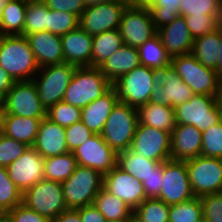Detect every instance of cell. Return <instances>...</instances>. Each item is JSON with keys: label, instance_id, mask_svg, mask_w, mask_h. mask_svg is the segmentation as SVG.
Returning a JSON list of instances; mask_svg holds the SVG:
<instances>
[{"label": "cell", "instance_id": "6da1fadb", "mask_svg": "<svg viewBox=\"0 0 222 222\" xmlns=\"http://www.w3.org/2000/svg\"><path fill=\"white\" fill-rule=\"evenodd\" d=\"M0 66L15 82L33 80L40 69L23 35H0Z\"/></svg>", "mask_w": 222, "mask_h": 222}, {"label": "cell", "instance_id": "7a4b0ae2", "mask_svg": "<svg viewBox=\"0 0 222 222\" xmlns=\"http://www.w3.org/2000/svg\"><path fill=\"white\" fill-rule=\"evenodd\" d=\"M170 63L194 94L222 95V78L214 69L201 64L192 53L174 56Z\"/></svg>", "mask_w": 222, "mask_h": 222}, {"label": "cell", "instance_id": "3957f363", "mask_svg": "<svg viewBox=\"0 0 222 222\" xmlns=\"http://www.w3.org/2000/svg\"><path fill=\"white\" fill-rule=\"evenodd\" d=\"M112 87L99 67H77L65 91L63 101L84 108Z\"/></svg>", "mask_w": 222, "mask_h": 222}, {"label": "cell", "instance_id": "277c9868", "mask_svg": "<svg viewBox=\"0 0 222 222\" xmlns=\"http://www.w3.org/2000/svg\"><path fill=\"white\" fill-rule=\"evenodd\" d=\"M61 185L68 209H77L93 204L94 198L103 188V175L92 168L77 165Z\"/></svg>", "mask_w": 222, "mask_h": 222}, {"label": "cell", "instance_id": "5b68a950", "mask_svg": "<svg viewBox=\"0 0 222 222\" xmlns=\"http://www.w3.org/2000/svg\"><path fill=\"white\" fill-rule=\"evenodd\" d=\"M138 122L137 108L118 102L108 116L101 136L116 153L128 150Z\"/></svg>", "mask_w": 222, "mask_h": 222}, {"label": "cell", "instance_id": "8992f818", "mask_svg": "<svg viewBox=\"0 0 222 222\" xmlns=\"http://www.w3.org/2000/svg\"><path fill=\"white\" fill-rule=\"evenodd\" d=\"M77 67L69 63L41 67L33 78L42 106L46 111L63 101L65 91ZM39 73V74H38Z\"/></svg>", "mask_w": 222, "mask_h": 222}, {"label": "cell", "instance_id": "52a82bcc", "mask_svg": "<svg viewBox=\"0 0 222 222\" xmlns=\"http://www.w3.org/2000/svg\"><path fill=\"white\" fill-rule=\"evenodd\" d=\"M219 97L194 94L189 101L174 108L176 124L192 125L201 132L221 121Z\"/></svg>", "mask_w": 222, "mask_h": 222}, {"label": "cell", "instance_id": "ba28073f", "mask_svg": "<svg viewBox=\"0 0 222 222\" xmlns=\"http://www.w3.org/2000/svg\"><path fill=\"white\" fill-rule=\"evenodd\" d=\"M22 203L50 221L68 210L61 183L46 179L25 190Z\"/></svg>", "mask_w": 222, "mask_h": 222}, {"label": "cell", "instance_id": "9c48e42d", "mask_svg": "<svg viewBox=\"0 0 222 222\" xmlns=\"http://www.w3.org/2000/svg\"><path fill=\"white\" fill-rule=\"evenodd\" d=\"M112 86L116 89L119 102L138 109L150 101L154 90L152 68L140 64L121 76Z\"/></svg>", "mask_w": 222, "mask_h": 222}, {"label": "cell", "instance_id": "30bf717a", "mask_svg": "<svg viewBox=\"0 0 222 222\" xmlns=\"http://www.w3.org/2000/svg\"><path fill=\"white\" fill-rule=\"evenodd\" d=\"M155 83L149 102L177 107L194 95L192 89L173 70L171 63L152 68Z\"/></svg>", "mask_w": 222, "mask_h": 222}, {"label": "cell", "instance_id": "8fae6325", "mask_svg": "<svg viewBox=\"0 0 222 222\" xmlns=\"http://www.w3.org/2000/svg\"><path fill=\"white\" fill-rule=\"evenodd\" d=\"M192 192L195 197L222 192V159L202 155L186 160Z\"/></svg>", "mask_w": 222, "mask_h": 222}, {"label": "cell", "instance_id": "7c38bea8", "mask_svg": "<svg viewBox=\"0 0 222 222\" xmlns=\"http://www.w3.org/2000/svg\"><path fill=\"white\" fill-rule=\"evenodd\" d=\"M185 161L163 162L161 191L158 199L167 205H175L194 198Z\"/></svg>", "mask_w": 222, "mask_h": 222}, {"label": "cell", "instance_id": "4fadbf2b", "mask_svg": "<svg viewBox=\"0 0 222 222\" xmlns=\"http://www.w3.org/2000/svg\"><path fill=\"white\" fill-rule=\"evenodd\" d=\"M3 102L5 114L25 118H46V109L42 106L33 80L15 82Z\"/></svg>", "mask_w": 222, "mask_h": 222}, {"label": "cell", "instance_id": "5bb4252c", "mask_svg": "<svg viewBox=\"0 0 222 222\" xmlns=\"http://www.w3.org/2000/svg\"><path fill=\"white\" fill-rule=\"evenodd\" d=\"M125 8L121 0H107L87 6L79 18V27L92 36L118 29Z\"/></svg>", "mask_w": 222, "mask_h": 222}, {"label": "cell", "instance_id": "9a60e30c", "mask_svg": "<svg viewBox=\"0 0 222 222\" xmlns=\"http://www.w3.org/2000/svg\"><path fill=\"white\" fill-rule=\"evenodd\" d=\"M118 29L123 44L136 48L157 34L148 8L126 7Z\"/></svg>", "mask_w": 222, "mask_h": 222}, {"label": "cell", "instance_id": "2e32d148", "mask_svg": "<svg viewBox=\"0 0 222 222\" xmlns=\"http://www.w3.org/2000/svg\"><path fill=\"white\" fill-rule=\"evenodd\" d=\"M130 150L161 163L171 160V133L138 122Z\"/></svg>", "mask_w": 222, "mask_h": 222}, {"label": "cell", "instance_id": "e0dca14e", "mask_svg": "<svg viewBox=\"0 0 222 222\" xmlns=\"http://www.w3.org/2000/svg\"><path fill=\"white\" fill-rule=\"evenodd\" d=\"M77 164L109 173L117 165V153L105 142L101 134H93L74 152Z\"/></svg>", "mask_w": 222, "mask_h": 222}, {"label": "cell", "instance_id": "ac0fdd59", "mask_svg": "<svg viewBox=\"0 0 222 222\" xmlns=\"http://www.w3.org/2000/svg\"><path fill=\"white\" fill-rule=\"evenodd\" d=\"M103 188L120 198L133 211L147 199L142 182L118 165L103 175Z\"/></svg>", "mask_w": 222, "mask_h": 222}, {"label": "cell", "instance_id": "d6986e66", "mask_svg": "<svg viewBox=\"0 0 222 222\" xmlns=\"http://www.w3.org/2000/svg\"><path fill=\"white\" fill-rule=\"evenodd\" d=\"M11 181L23 193L44 179V157L33 147L7 167Z\"/></svg>", "mask_w": 222, "mask_h": 222}, {"label": "cell", "instance_id": "ffe728a7", "mask_svg": "<svg viewBox=\"0 0 222 222\" xmlns=\"http://www.w3.org/2000/svg\"><path fill=\"white\" fill-rule=\"evenodd\" d=\"M65 63L76 67H92L93 36L81 27L61 36Z\"/></svg>", "mask_w": 222, "mask_h": 222}, {"label": "cell", "instance_id": "44dd1931", "mask_svg": "<svg viewBox=\"0 0 222 222\" xmlns=\"http://www.w3.org/2000/svg\"><path fill=\"white\" fill-rule=\"evenodd\" d=\"M202 132L192 125L176 124L171 132V160L186 161L201 155Z\"/></svg>", "mask_w": 222, "mask_h": 222}, {"label": "cell", "instance_id": "7402d4cb", "mask_svg": "<svg viewBox=\"0 0 222 222\" xmlns=\"http://www.w3.org/2000/svg\"><path fill=\"white\" fill-rule=\"evenodd\" d=\"M39 67L65 63L60 35L48 31L25 36Z\"/></svg>", "mask_w": 222, "mask_h": 222}, {"label": "cell", "instance_id": "603a6c76", "mask_svg": "<svg viewBox=\"0 0 222 222\" xmlns=\"http://www.w3.org/2000/svg\"><path fill=\"white\" fill-rule=\"evenodd\" d=\"M157 34L171 58L191 53L194 38L187 28L184 16L180 15L170 24L159 28Z\"/></svg>", "mask_w": 222, "mask_h": 222}, {"label": "cell", "instance_id": "cb8c5ba5", "mask_svg": "<svg viewBox=\"0 0 222 222\" xmlns=\"http://www.w3.org/2000/svg\"><path fill=\"white\" fill-rule=\"evenodd\" d=\"M32 147L44 158L68 153L65 128L48 118L42 119Z\"/></svg>", "mask_w": 222, "mask_h": 222}, {"label": "cell", "instance_id": "d4e9b609", "mask_svg": "<svg viewBox=\"0 0 222 222\" xmlns=\"http://www.w3.org/2000/svg\"><path fill=\"white\" fill-rule=\"evenodd\" d=\"M118 102L116 89L112 86L101 97L81 109L82 123L93 133L101 134L108 116Z\"/></svg>", "mask_w": 222, "mask_h": 222}, {"label": "cell", "instance_id": "484cf974", "mask_svg": "<svg viewBox=\"0 0 222 222\" xmlns=\"http://www.w3.org/2000/svg\"><path fill=\"white\" fill-rule=\"evenodd\" d=\"M140 65L138 49L123 45L100 66L102 73L113 84L121 76Z\"/></svg>", "mask_w": 222, "mask_h": 222}, {"label": "cell", "instance_id": "4316f807", "mask_svg": "<svg viewBox=\"0 0 222 222\" xmlns=\"http://www.w3.org/2000/svg\"><path fill=\"white\" fill-rule=\"evenodd\" d=\"M42 119L44 118H25L14 114H5L2 134L32 147Z\"/></svg>", "mask_w": 222, "mask_h": 222}, {"label": "cell", "instance_id": "83f0119b", "mask_svg": "<svg viewBox=\"0 0 222 222\" xmlns=\"http://www.w3.org/2000/svg\"><path fill=\"white\" fill-rule=\"evenodd\" d=\"M137 110L140 124L170 133L176 126L175 111L171 106L148 102Z\"/></svg>", "mask_w": 222, "mask_h": 222}, {"label": "cell", "instance_id": "f1b7e54d", "mask_svg": "<svg viewBox=\"0 0 222 222\" xmlns=\"http://www.w3.org/2000/svg\"><path fill=\"white\" fill-rule=\"evenodd\" d=\"M27 0H9L0 16V35H23Z\"/></svg>", "mask_w": 222, "mask_h": 222}, {"label": "cell", "instance_id": "f546056e", "mask_svg": "<svg viewBox=\"0 0 222 222\" xmlns=\"http://www.w3.org/2000/svg\"><path fill=\"white\" fill-rule=\"evenodd\" d=\"M160 163L130 149L117 153V165L141 182L154 172Z\"/></svg>", "mask_w": 222, "mask_h": 222}, {"label": "cell", "instance_id": "4dcf8cb0", "mask_svg": "<svg viewBox=\"0 0 222 222\" xmlns=\"http://www.w3.org/2000/svg\"><path fill=\"white\" fill-rule=\"evenodd\" d=\"M219 47V27H217L213 32L194 39L191 53L201 64L216 70Z\"/></svg>", "mask_w": 222, "mask_h": 222}, {"label": "cell", "instance_id": "1f68e13d", "mask_svg": "<svg viewBox=\"0 0 222 222\" xmlns=\"http://www.w3.org/2000/svg\"><path fill=\"white\" fill-rule=\"evenodd\" d=\"M123 45L119 29H112L93 35L92 67H99Z\"/></svg>", "mask_w": 222, "mask_h": 222}, {"label": "cell", "instance_id": "d6a6232c", "mask_svg": "<svg viewBox=\"0 0 222 222\" xmlns=\"http://www.w3.org/2000/svg\"><path fill=\"white\" fill-rule=\"evenodd\" d=\"M93 205L104 215L108 222L129 219L133 215L131 208L104 188L94 198Z\"/></svg>", "mask_w": 222, "mask_h": 222}, {"label": "cell", "instance_id": "836d02e7", "mask_svg": "<svg viewBox=\"0 0 222 222\" xmlns=\"http://www.w3.org/2000/svg\"><path fill=\"white\" fill-rule=\"evenodd\" d=\"M77 165L73 152L44 158V179L63 183L75 171Z\"/></svg>", "mask_w": 222, "mask_h": 222}, {"label": "cell", "instance_id": "e575fe53", "mask_svg": "<svg viewBox=\"0 0 222 222\" xmlns=\"http://www.w3.org/2000/svg\"><path fill=\"white\" fill-rule=\"evenodd\" d=\"M140 64L149 68L162 67L171 62L158 34L138 48Z\"/></svg>", "mask_w": 222, "mask_h": 222}, {"label": "cell", "instance_id": "d590c367", "mask_svg": "<svg viewBox=\"0 0 222 222\" xmlns=\"http://www.w3.org/2000/svg\"><path fill=\"white\" fill-rule=\"evenodd\" d=\"M49 8L42 0L27 1L24 36L48 31Z\"/></svg>", "mask_w": 222, "mask_h": 222}, {"label": "cell", "instance_id": "8d00e7d4", "mask_svg": "<svg viewBox=\"0 0 222 222\" xmlns=\"http://www.w3.org/2000/svg\"><path fill=\"white\" fill-rule=\"evenodd\" d=\"M138 222H169V205L158 198L145 199L134 211Z\"/></svg>", "mask_w": 222, "mask_h": 222}, {"label": "cell", "instance_id": "74e56055", "mask_svg": "<svg viewBox=\"0 0 222 222\" xmlns=\"http://www.w3.org/2000/svg\"><path fill=\"white\" fill-rule=\"evenodd\" d=\"M23 193L11 181L6 167H0V215L22 204Z\"/></svg>", "mask_w": 222, "mask_h": 222}, {"label": "cell", "instance_id": "f35d334b", "mask_svg": "<svg viewBox=\"0 0 222 222\" xmlns=\"http://www.w3.org/2000/svg\"><path fill=\"white\" fill-rule=\"evenodd\" d=\"M180 4L181 0H154L148 9L157 30L180 16Z\"/></svg>", "mask_w": 222, "mask_h": 222}, {"label": "cell", "instance_id": "ab89813d", "mask_svg": "<svg viewBox=\"0 0 222 222\" xmlns=\"http://www.w3.org/2000/svg\"><path fill=\"white\" fill-rule=\"evenodd\" d=\"M169 222H203L200 198L169 206Z\"/></svg>", "mask_w": 222, "mask_h": 222}, {"label": "cell", "instance_id": "60d3db41", "mask_svg": "<svg viewBox=\"0 0 222 222\" xmlns=\"http://www.w3.org/2000/svg\"><path fill=\"white\" fill-rule=\"evenodd\" d=\"M46 118L53 123L67 128L81 121V109L64 101H60L46 111Z\"/></svg>", "mask_w": 222, "mask_h": 222}, {"label": "cell", "instance_id": "b9f144b4", "mask_svg": "<svg viewBox=\"0 0 222 222\" xmlns=\"http://www.w3.org/2000/svg\"><path fill=\"white\" fill-rule=\"evenodd\" d=\"M201 155L204 157L222 159V122L207 128L202 132Z\"/></svg>", "mask_w": 222, "mask_h": 222}, {"label": "cell", "instance_id": "7bdbcfd3", "mask_svg": "<svg viewBox=\"0 0 222 222\" xmlns=\"http://www.w3.org/2000/svg\"><path fill=\"white\" fill-rule=\"evenodd\" d=\"M79 26V18L69 12L49 9L48 32L64 35Z\"/></svg>", "mask_w": 222, "mask_h": 222}, {"label": "cell", "instance_id": "ee69618b", "mask_svg": "<svg viewBox=\"0 0 222 222\" xmlns=\"http://www.w3.org/2000/svg\"><path fill=\"white\" fill-rule=\"evenodd\" d=\"M221 0H181V16L218 15Z\"/></svg>", "mask_w": 222, "mask_h": 222}, {"label": "cell", "instance_id": "f6af8a7d", "mask_svg": "<svg viewBox=\"0 0 222 222\" xmlns=\"http://www.w3.org/2000/svg\"><path fill=\"white\" fill-rule=\"evenodd\" d=\"M29 146L16 141L4 134H0V167H8L28 150Z\"/></svg>", "mask_w": 222, "mask_h": 222}, {"label": "cell", "instance_id": "bcb514c9", "mask_svg": "<svg viewBox=\"0 0 222 222\" xmlns=\"http://www.w3.org/2000/svg\"><path fill=\"white\" fill-rule=\"evenodd\" d=\"M217 16H184V19L191 36L196 39L217 29Z\"/></svg>", "mask_w": 222, "mask_h": 222}, {"label": "cell", "instance_id": "7dc6e473", "mask_svg": "<svg viewBox=\"0 0 222 222\" xmlns=\"http://www.w3.org/2000/svg\"><path fill=\"white\" fill-rule=\"evenodd\" d=\"M199 198L202 204L203 222H222V192Z\"/></svg>", "mask_w": 222, "mask_h": 222}, {"label": "cell", "instance_id": "c3c4849f", "mask_svg": "<svg viewBox=\"0 0 222 222\" xmlns=\"http://www.w3.org/2000/svg\"><path fill=\"white\" fill-rule=\"evenodd\" d=\"M65 133L68 152H74L94 134L82 123V121L76 122L65 128Z\"/></svg>", "mask_w": 222, "mask_h": 222}, {"label": "cell", "instance_id": "681fc988", "mask_svg": "<svg viewBox=\"0 0 222 222\" xmlns=\"http://www.w3.org/2000/svg\"><path fill=\"white\" fill-rule=\"evenodd\" d=\"M5 215L10 222H51L35 210H32L25 206L23 203L16 205Z\"/></svg>", "mask_w": 222, "mask_h": 222}, {"label": "cell", "instance_id": "f907efd6", "mask_svg": "<svg viewBox=\"0 0 222 222\" xmlns=\"http://www.w3.org/2000/svg\"><path fill=\"white\" fill-rule=\"evenodd\" d=\"M51 10L65 11L76 15L80 18L86 9L82 0H42Z\"/></svg>", "mask_w": 222, "mask_h": 222}, {"label": "cell", "instance_id": "816d5d0a", "mask_svg": "<svg viewBox=\"0 0 222 222\" xmlns=\"http://www.w3.org/2000/svg\"><path fill=\"white\" fill-rule=\"evenodd\" d=\"M163 175V162L160 163L146 179H143L142 185L147 198H158L161 191Z\"/></svg>", "mask_w": 222, "mask_h": 222}, {"label": "cell", "instance_id": "f5cc1de1", "mask_svg": "<svg viewBox=\"0 0 222 222\" xmlns=\"http://www.w3.org/2000/svg\"><path fill=\"white\" fill-rule=\"evenodd\" d=\"M81 222H107L104 215L93 205H86L76 209Z\"/></svg>", "mask_w": 222, "mask_h": 222}, {"label": "cell", "instance_id": "db71d44e", "mask_svg": "<svg viewBox=\"0 0 222 222\" xmlns=\"http://www.w3.org/2000/svg\"><path fill=\"white\" fill-rule=\"evenodd\" d=\"M14 83L13 78L0 66V98L2 100Z\"/></svg>", "mask_w": 222, "mask_h": 222}, {"label": "cell", "instance_id": "11a10c76", "mask_svg": "<svg viewBox=\"0 0 222 222\" xmlns=\"http://www.w3.org/2000/svg\"><path fill=\"white\" fill-rule=\"evenodd\" d=\"M51 222H81L79 212L76 209H68L60 213Z\"/></svg>", "mask_w": 222, "mask_h": 222}, {"label": "cell", "instance_id": "9f6ffc18", "mask_svg": "<svg viewBox=\"0 0 222 222\" xmlns=\"http://www.w3.org/2000/svg\"><path fill=\"white\" fill-rule=\"evenodd\" d=\"M126 7L149 8L154 0H121Z\"/></svg>", "mask_w": 222, "mask_h": 222}, {"label": "cell", "instance_id": "6f0895ef", "mask_svg": "<svg viewBox=\"0 0 222 222\" xmlns=\"http://www.w3.org/2000/svg\"><path fill=\"white\" fill-rule=\"evenodd\" d=\"M219 42H220L219 59L215 71L222 78V27H219Z\"/></svg>", "mask_w": 222, "mask_h": 222}, {"label": "cell", "instance_id": "680465c9", "mask_svg": "<svg viewBox=\"0 0 222 222\" xmlns=\"http://www.w3.org/2000/svg\"><path fill=\"white\" fill-rule=\"evenodd\" d=\"M4 115H5L4 103H0V132H2L3 128Z\"/></svg>", "mask_w": 222, "mask_h": 222}, {"label": "cell", "instance_id": "91938a15", "mask_svg": "<svg viewBox=\"0 0 222 222\" xmlns=\"http://www.w3.org/2000/svg\"><path fill=\"white\" fill-rule=\"evenodd\" d=\"M84 5L87 7V6H90V5H95V4H99V3H102L104 1H107V0H82Z\"/></svg>", "mask_w": 222, "mask_h": 222}, {"label": "cell", "instance_id": "94428289", "mask_svg": "<svg viewBox=\"0 0 222 222\" xmlns=\"http://www.w3.org/2000/svg\"><path fill=\"white\" fill-rule=\"evenodd\" d=\"M217 26L222 27V0L220 2L219 13H218V16H217Z\"/></svg>", "mask_w": 222, "mask_h": 222}, {"label": "cell", "instance_id": "6125c7cd", "mask_svg": "<svg viewBox=\"0 0 222 222\" xmlns=\"http://www.w3.org/2000/svg\"><path fill=\"white\" fill-rule=\"evenodd\" d=\"M8 1L9 0H0V16H1L2 10L6 7Z\"/></svg>", "mask_w": 222, "mask_h": 222}, {"label": "cell", "instance_id": "be15d7a7", "mask_svg": "<svg viewBox=\"0 0 222 222\" xmlns=\"http://www.w3.org/2000/svg\"><path fill=\"white\" fill-rule=\"evenodd\" d=\"M219 109H220V118H221V122H222V95L219 97Z\"/></svg>", "mask_w": 222, "mask_h": 222}, {"label": "cell", "instance_id": "e7e4bbea", "mask_svg": "<svg viewBox=\"0 0 222 222\" xmlns=\"http://www.w3.org/2000/svg\"><path fill=\"white\" fill-rule=\"evenodd\" d=\"M0 222H10L6 215H0Z\"/></svg>", "mask_w": 222, "mask_h": 222}, {"label": "cell", "instance_id": "03108f58", "mask_svg": "<svg viewBox=\"0 0 222 222\" xmlns=\"http://www.w3.org/2000/svg\"><path fill=\"white\" fill-rule=\"evenodd\" d=\"M111 222H132V216L129 219L118 220V221H111Z\"/></svg>", "mask_w": 222, "mask_h": 222}, {"label": "cell", "instance_id": "003e7915", "mask_svg": "<svg viewBox=\"0 0 222 222\" xmlns=\"http://www.w3.org/2000/svg\"><path fill=\"white\" fill-rule=\"evenodd\" d=\"M132 222H138V221L134 218L133 215H132Z\"/></svg>", "mask_w": 222, "mask_h": 222}]
</instances>
